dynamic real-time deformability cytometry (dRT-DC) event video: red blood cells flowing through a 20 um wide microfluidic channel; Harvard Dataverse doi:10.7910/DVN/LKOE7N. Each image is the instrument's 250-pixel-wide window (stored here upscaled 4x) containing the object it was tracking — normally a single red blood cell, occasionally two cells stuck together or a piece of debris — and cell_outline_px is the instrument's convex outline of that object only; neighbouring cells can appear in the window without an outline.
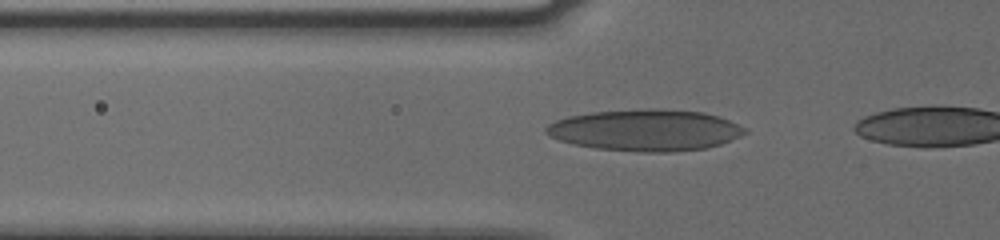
{"species": "human", "species_latin": "Homo sapiens", "temperature_condition": "cold", "stored_images_in_passage": 15, "camera_frame_rate_fps": 3000, "um_per_image_px": 0.085, "donor": {"sex": "male"}, "frame": {"image": 1, "passage_image": 13, "time_ms": 4.0, "image_size_px": [1000, 240], "cell_outline_px": [[748, 132], [740, 136], [720, 144], [708, 148], [672, 152], [640, 152], [596, 148], [572, 144], [548, 136], [544, 132], [544, 128], [548, 124], [556, 120], [568, 116], [592, 112], [652, 108], [660, 108], [704, 112], [728, 120], [748, 128]], "centroid_in_image_um": [54.86, 11.06], "position_along_channel_um": 70.9, "area_um2": 48.32}}